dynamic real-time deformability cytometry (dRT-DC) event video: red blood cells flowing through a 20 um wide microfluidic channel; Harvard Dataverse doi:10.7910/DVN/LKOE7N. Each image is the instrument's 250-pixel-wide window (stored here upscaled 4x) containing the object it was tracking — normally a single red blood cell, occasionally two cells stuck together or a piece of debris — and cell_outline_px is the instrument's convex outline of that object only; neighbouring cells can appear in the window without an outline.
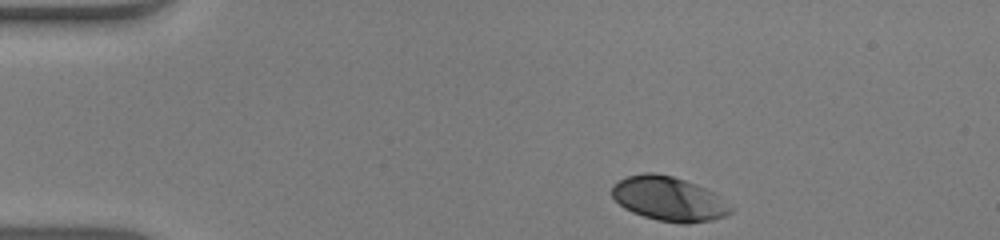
{"species": "human", "species_latin": "Homo sapiens", "temperature_condition": "warm", "stored_images_in_passage": 37, "camera_frame_rate_fps": 3000, "um_per_image_px": 0.085, "donor": {"sex": "male"}, "frame": {"image": 1, "passage_image": 1, "time_ms": 0.0, "image_size_px": [1000, 240], "cell_outline_px": [[736, 208], [732, 212], [724, 216], [712, 220], [688, 224], [680, 224], [656, 220], [632, 212], [624, 208], [612, 196], [612, 184], [628, 176], [644, 172], [652, 172], [672, 176], [696, 184], [720, 196]], "centroid_in_image_um": [56.88, 16.91], "position_along_channel_um": 28.1, "area_um2": 30.87}}
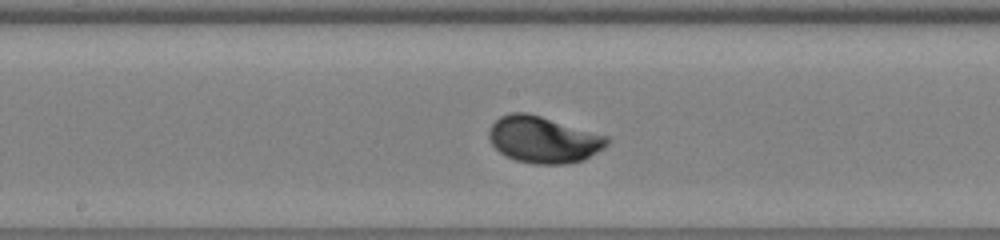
{"frame": {"image": 2, "passage_image": 20, "time_ms": 6.333, "image_size_px": [1000, 240], "cell_outline_px": [[608, 144], [604, 148], [584, 160], [568, 164], [532, 164], [516, 160], [500, 152], [492, 144], [488, 136], [488, 128], [500, 116], [512, 112], [528, 112], [608, 136]], "centroid_in_image_um": [46.19, 11.86], "position_along_channel_um": 202.0, "area_um2": 32.14}}
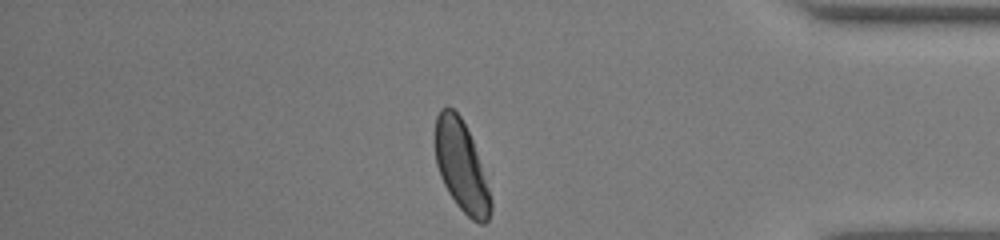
{"frame": {"image": 3, "passage_image": 37, "time_ms": 12.0, "image_size_px": [1000, 240], "cell_outline_px": [[492, 212], [488, 220], [484, 224], [480, 224], [472, 220], [456, 204], [448, 192], [440, 176], [436, 164], [436, 116], [440, 108], [448, 104], [460, 116], [472, 140], [492, 200]], "centroid_in_image_um": [39.21, 14.15], "position_along_channel_um": 396.0, "area_um2": 28.9}, "authors_computed_cell_mechanics": {"area_um2": 30.923, "velocity_mm_per_s": 3.9088, "shape_relaxation_time_tau1_ms": 1.7719, "shape_relaxation_time_tau2_ms": null, "deformation_change_tau1": 0.1335, "deformation_change_tau2": null}}